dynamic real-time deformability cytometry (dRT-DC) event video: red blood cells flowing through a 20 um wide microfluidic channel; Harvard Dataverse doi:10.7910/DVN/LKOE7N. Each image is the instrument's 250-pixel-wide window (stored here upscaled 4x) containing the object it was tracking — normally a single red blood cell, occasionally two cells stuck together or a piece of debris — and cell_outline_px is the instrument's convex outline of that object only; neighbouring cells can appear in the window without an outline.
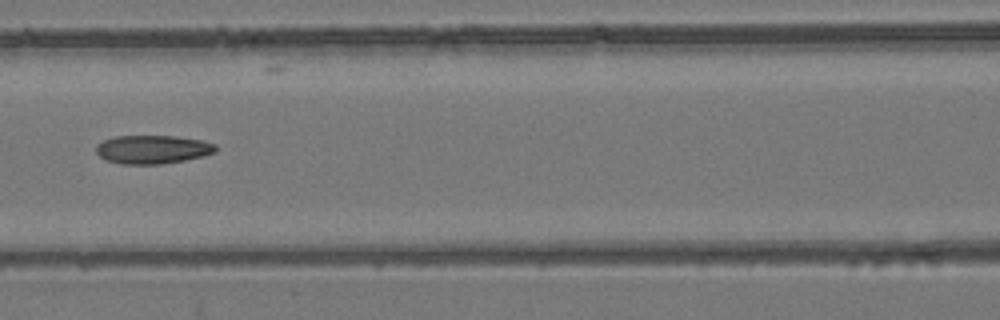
{"species": "common noctule bat (a hibernating species)", "species_latin": "Nyctalus noctula", "temperature_condition": "room temperature", "stored_images_in_passage": 7, "camera_frame_rate_fps": 3000, "um_per_image_px": 0.085, "animal": {"sex": "female", "body_mass_g": 24.6, "forearm_length_mm": 56.2}, "frame": {"image": 1, "passage_image": 7, "time_ms": 6.667, "image_size_px": [1000, 320], "cell_outline_px": [[216, 152], [184, 160], [160, 164], [120, 164], [104, 160], [96, 152], [96, 144], [104, 140], [116, 136], [176, 136], [200, 140], [216, 144]], "centroid_in_image_um": [12.93, 12.7], "position_along_channel_um": 153.7, "area_um2": 19.83}}